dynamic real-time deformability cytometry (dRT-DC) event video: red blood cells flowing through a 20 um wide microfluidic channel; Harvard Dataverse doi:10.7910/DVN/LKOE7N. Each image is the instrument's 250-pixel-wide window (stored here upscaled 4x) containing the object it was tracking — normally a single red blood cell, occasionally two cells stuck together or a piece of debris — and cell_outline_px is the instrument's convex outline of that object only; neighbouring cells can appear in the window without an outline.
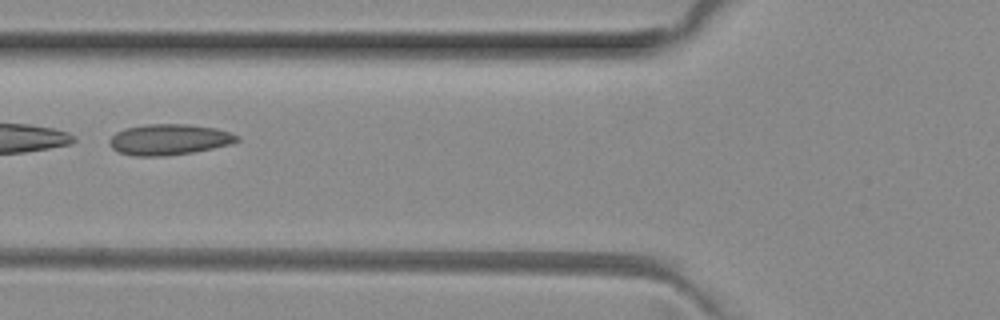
{"species": "common noctule bat (a hibernating species)", "species_latin": "Nyctalus noctula", "temperature_condition": "room temperature", "stored_images_in_passage": 7, "camera_frame_rate_fps": 3000, "um_per_image_px": 0.085, "animal": {"sex": "female", "body_mass_g": 29.2, "forearm_length_mm": 56.3}, "frame": {"image": 1, "passage_image": 6, "time_ms": 1.667, "image_size_px": [1000, 320], "cell_outline_px": [[240, 140], [228, 144], [212, 148], [192, 152], [168, 156], [136, 156], [120, 152], [112, 148], [108, 144], [108, 140], [116, 132], [124, 128], [144, 124], [188, 124], [216, 128], [240, 136]], "centroid_in_image_um": [14.34, 11.85], "position_along_channel_um": 111.5, "area_um2": 22.95}}
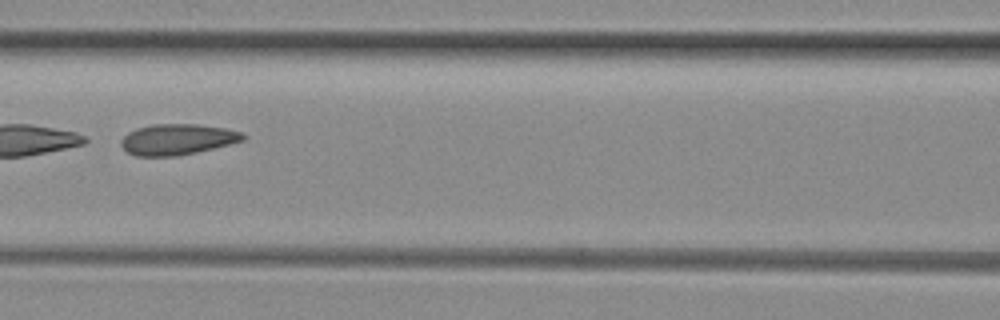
{"frame": {"image": 2, "passage_image": 7, "time_ms": 2.0, "image_size_px": [1000, 320], "cell_outline_px": [[244, 140], [196, 152], [176, 156], [136, 156], [128, 152], [120, 144], [120, 140], [128, 132], [136, 128], [152, 124], [196, 124], [224, 128], [240, 132], [244, 136]], "centroid_in_image_um": [15.02, 11.84], "position_along_channel_um": 151.6, "area_um2": 21.68}}